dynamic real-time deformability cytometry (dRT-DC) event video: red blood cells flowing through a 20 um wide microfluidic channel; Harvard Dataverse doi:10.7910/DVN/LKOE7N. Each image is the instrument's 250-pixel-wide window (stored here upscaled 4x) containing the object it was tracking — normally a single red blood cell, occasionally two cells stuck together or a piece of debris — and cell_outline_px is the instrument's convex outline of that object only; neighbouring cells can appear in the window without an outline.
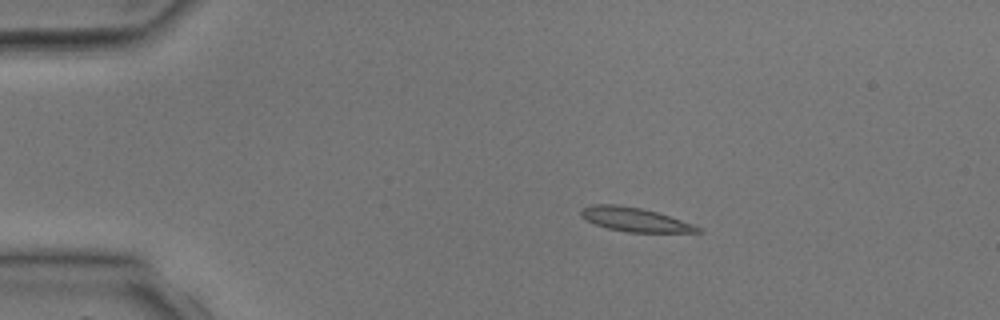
{"species": "common noctule bat (a hibernating species)", "species_latin": "Nyctalus noctula", "temperature_condition": "room temperature", "stored_images_in_passage": 2, "camera_frame_rate_fps": 3000, "um_per_image_px": 0.085, "animal": {"sex": "male", "body_mass_g": 17.9, "forearm_length_mm": 54.2}, "frame": {"image": 1, "passage_image": 1, "time_ms": 0.0, "image_size_px": [1000, 320], "cell_outline_px": [[704, 232], [628, 232], [608, 228], [596, 224], [580, 216], [580, 212], [584, 208], [592, 204], [616, 204], [640, 208], [656, 212], [692, 224], [700, 228]], "centroid_in_image_um": [53.93, 18.66], "position_along_channel_um": 31.1, "area_um2": 15.9}}